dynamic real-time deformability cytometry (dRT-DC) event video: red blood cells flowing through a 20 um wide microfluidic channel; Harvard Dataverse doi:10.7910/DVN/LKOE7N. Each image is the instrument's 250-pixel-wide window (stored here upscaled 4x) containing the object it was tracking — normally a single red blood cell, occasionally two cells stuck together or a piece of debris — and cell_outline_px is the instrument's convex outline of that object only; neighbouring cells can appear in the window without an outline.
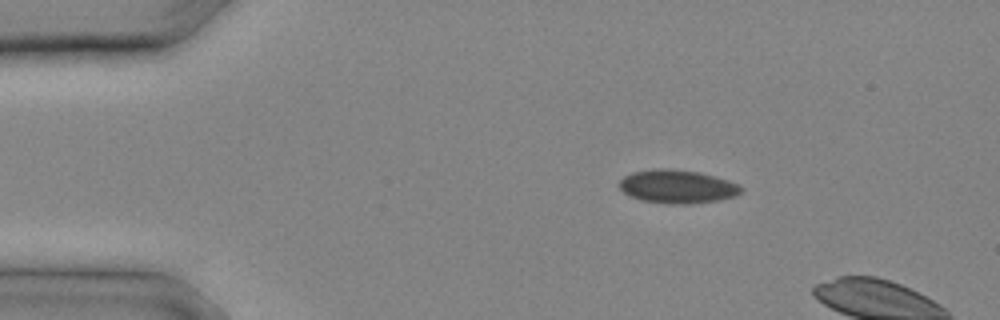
{"species": "common noctule bat (a hibernating species)", "species_latin": "Nyctalus noctula", "temperature_condition": "cold", "stored_images_in_passage": 3, "camera_frame_rate_fps": 3000, "um_per_image_px": 0.085, "animal": {"sex": "male", "body_mass_g": 20.4}, "frame": {"image": 1, "passage_image": 1, "time_ms": 0.0, "image_size_px": [1000, 320], "cell_outline_px": [[744, 188], [736, 196], [720, 200], [688, 204], [668, 204], [640, 200], [628, 196], [620, 188], [620, 180], [624, 176], [632, 172], [656, 168], [668, 168], [700, 172], [716, 176], [740, 184]], "centroid_in_image_um": [57.59, 15.86], "position_along_channel_um": 27.4, "area_um2": 24.04}}